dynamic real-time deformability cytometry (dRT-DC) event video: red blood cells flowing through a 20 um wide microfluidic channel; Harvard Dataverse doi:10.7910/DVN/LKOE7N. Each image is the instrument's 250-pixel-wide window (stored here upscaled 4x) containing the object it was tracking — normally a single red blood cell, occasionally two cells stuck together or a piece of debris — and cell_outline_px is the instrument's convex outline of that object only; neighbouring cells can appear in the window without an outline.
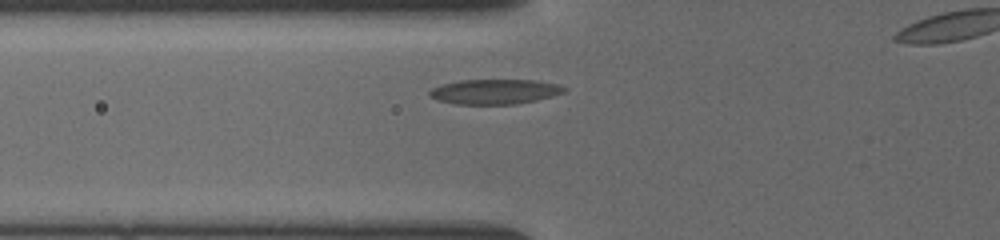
{"species": "common noctule bat (a hibernating species)", "species_latin": "Nyctalus noctula", "temperature_condition": "cold", "stored_images_in_passage": 21, "camera_frame_rate_fps": 3000, "um_per_image_px": 0.085, "animal": {"sex": "female", "body_mass_g": 19.5, "forearm_length_mm": 54.1}, "frame": {"image": 1, "passage_image": 2, "time_ms": 0.667, "image_size_px": [1000, 240], "cell_outline_px": [[568, 88], [564, 92], [552, 96], [536, 100], [516, 104], [456, 104], [440, 100], [428, 96], [428, 92], [432, 88], [440, 84], [460, 80], [536, 80], [560, 84]], "centroid_in_image_um": [42.06, 7.78], "position_along_channel_um": 83.7, "area_um2": 19.65}}
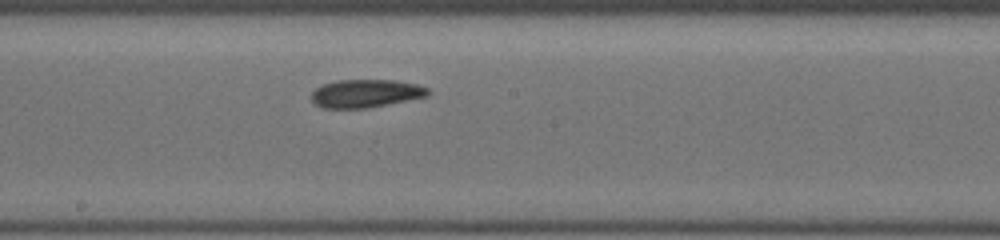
{"frame": {"image": 2, "passage_image": 8, "time_ms": 4.0, "image_size_px": [1000, 240], "cell_outline_px": [[432, 92], [428, 96], [364, 108], [324, 108], [316, 104], [312, 100], [312, 92], [316, 88], [324, 84], [336, 80], [392, 80], [416, 84], [428, 88]], "centroid_in_image_um": [31.09, 7.93], "position_along_channel_um": 217.1, "area_um2": 18.84}}
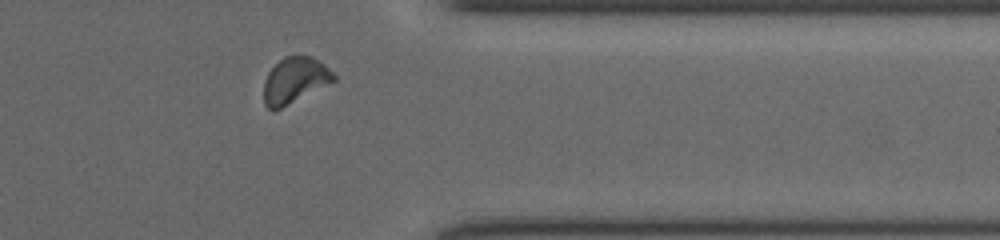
{"frame": {"image": 3, "passage_image": 19, "time_ms": 8.333, "image_size_px": [1000, 240], "cell_outline_px": [[336, 80], [280, 108], [268, 108], [264, 104], [264, 80], [268, 72], [284, 56], [312, 56], [324, 64], [336, 76]], "centroid_in_image_um": [25.05, 6.8], "position_along_channel_um": 386.3, "area_um2": 18.26}}